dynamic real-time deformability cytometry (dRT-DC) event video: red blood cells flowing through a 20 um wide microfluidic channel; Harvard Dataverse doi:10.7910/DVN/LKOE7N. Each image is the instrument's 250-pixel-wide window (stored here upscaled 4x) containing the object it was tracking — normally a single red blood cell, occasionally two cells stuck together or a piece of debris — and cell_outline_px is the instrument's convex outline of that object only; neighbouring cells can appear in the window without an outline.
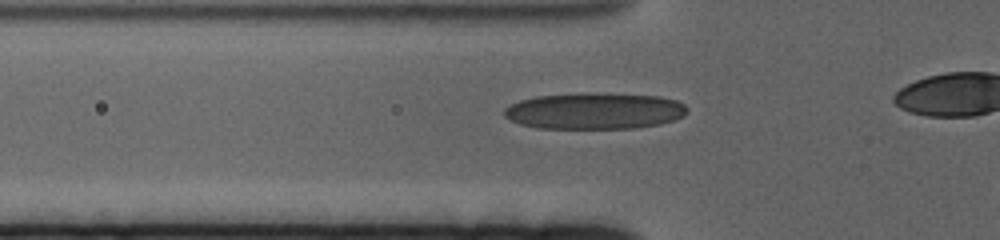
{"species": "human", "species_latin": "Homo sapiens", "temperature_condition": "cold", "stored_images_in_passage": 37, "camera_frame_rate_fps": 3000, "um_per_image_px": 0.085, "donor": {"sex": "female"}, "frame": {"image": 1, "passage_image": 15, "time_ms": 4.667, "image_size_px": [1000, 240], "cell_outline_px": [[688, 108], [684, 116], [676, 120], [660, 124], [636, 128], [536, 128], [520, 124], [508, 120], [504, 116], [504, 108], [520, 100], [536, 96], [660, 96], [676, 100], [684, 104]], "centroid_in_image_um": [50.54, 9.49], "position_along_channel_um": 75.3, "area_um2": 37.4}}
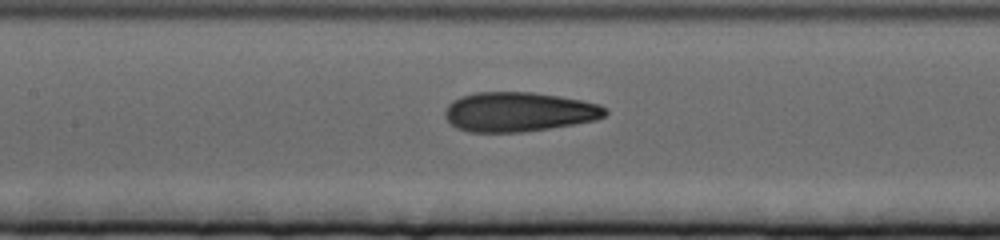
{"frame": {"image": 2, "passage_image": 23, "time_ms": 7.333, "image_size_px": [1000, 240], "cell_outline_px": [[608, 112], [604, 116], [596, 120], [548, 128], [520, 132], [468, 132], [456, 128], [444, 116], [444, 108], [452, 100], [460, 96], [476, 92], [532, 92], [560, 96], [600, 104]], "centroid_in_image_um": [44.04, 9.5], "position_along_channel_um": 163.4, "area_um2": 36.93}}
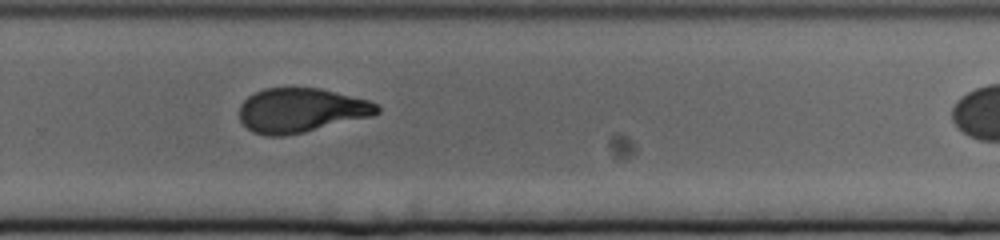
{"frame": {"image": 3, "passage_image": 36, "time_ms": 11.667, "image_size_px": [1000, 240], "cell_outline_px": [[380, 112], [372, 116], [304, 132], [284, 136], [264, 136], [252, 132], [240, 120], [240, 104], [248, 96], [264, 88], [320, 88], [368, 100], [376, 104], [380, 108]], "centroid_in_image_um": [25.57, 9.38], "position_along_channel_um": 304.2, "area_um2": 35.49}}